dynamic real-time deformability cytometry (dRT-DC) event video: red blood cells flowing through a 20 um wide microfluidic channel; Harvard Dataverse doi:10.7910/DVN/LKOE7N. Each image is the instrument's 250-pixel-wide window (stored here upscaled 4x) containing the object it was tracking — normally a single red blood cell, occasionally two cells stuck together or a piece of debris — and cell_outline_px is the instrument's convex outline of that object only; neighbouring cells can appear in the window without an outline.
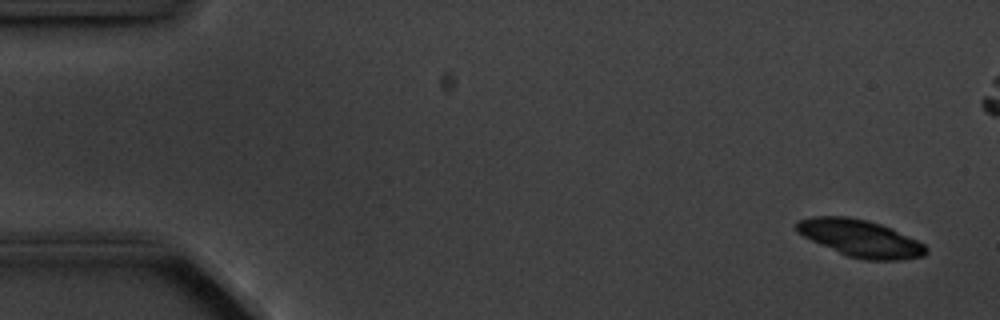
{"species": "common noctule bat (a hibernating species)", "species_latin": "Nyctalus noctula", "temperature_condition": "cold", "stored_images_in_passage": 5, "camera_frame_rate_fps": 3000, "um_per_image_px": 0.085, "animal": {"sex": "male", "body_mass_g": 20.1, "forearm_length_mm": 53.5}, "frame": {"image": 1, "passage_image": 1, "time_ms": 0.0, "image_size_px": [1000, 320], "cell_outline_px": [[928, 252], [924, 256], [900, 260], [864, 260], [848, 256], [820, 244], [796, 232], [796, 220], [812, 216], [848, 216], [868, 220], [892, 228], [924, 244], [928, 248]], "centroid_in_image_um": [73.13, 20.25], "position_along_channel_um": 11.9, "area_um2": 27.98}}